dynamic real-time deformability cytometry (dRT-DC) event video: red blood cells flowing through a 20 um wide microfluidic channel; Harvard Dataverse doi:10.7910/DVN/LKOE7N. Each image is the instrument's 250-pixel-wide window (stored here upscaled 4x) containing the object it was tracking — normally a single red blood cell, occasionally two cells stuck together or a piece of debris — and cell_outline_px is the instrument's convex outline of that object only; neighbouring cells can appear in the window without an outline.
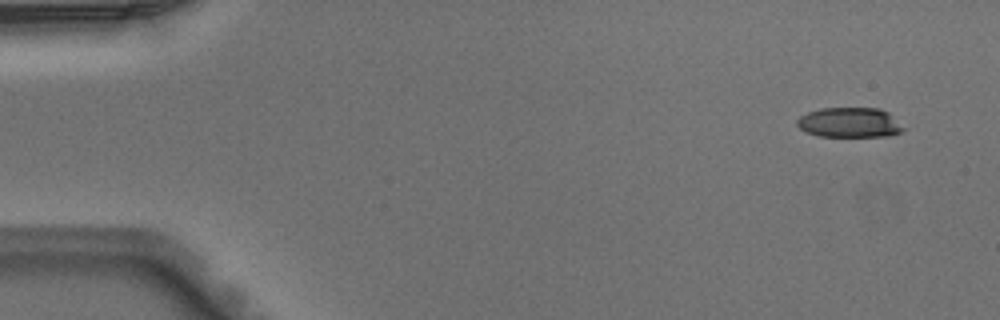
{"species": "Egyptian fruit bat (a non-hibernating species)", "species_latin": "Rousettus aegyptiacus", "temperature_condition": "warm", "stored_images_in_passage": 4, "camera_frame_rate_fps": 3000, "um_per_image_px": 0.085, "animal": {"sex": "male"}, "frame": {"image": 1, "passage_image": 1, "time_ms": 0.0, "image_size_px": [1000, 320], "cell_outline_px": [[908, 128], [904, 132], [892, 136], [820, 136], [808, 132], [800, 128], [796, 124], [796, 120], [800, 116], [808, 112], [820, 108], [880, 108], [888, 112]], "centroid_in_image_um": [72.3, 10.41], "position_along_channel_um": 12.7, "area_um2": 18.84}}
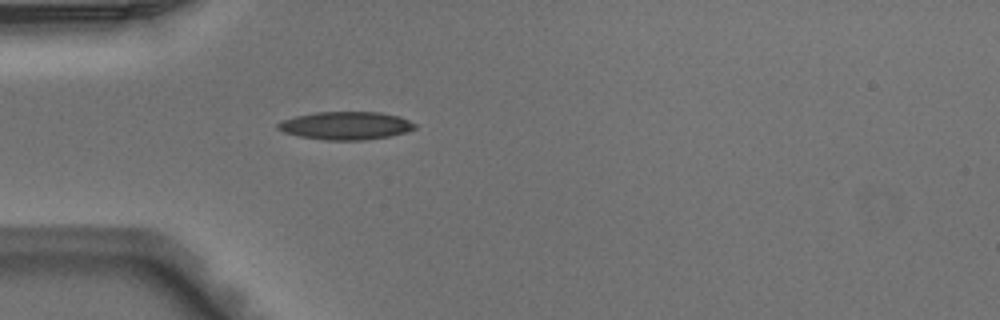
{"frame": {"image": 2, "passage_image": 4, "time_ms": 1.0, "image_size_px": [1000, 320], "cell_outline_px": [[416, 128], [404, 132], [388, 136], [364, 140], [324, 140], [300, 136], [284, 132], [276, 128], [276, 124], [284, 120], [296, 116], [316, 112], [380, 112], [400, 116], [416, 124]], "centroid_in_image_um": [29.39, 10.67], "position_along_channel_um": 55.6, "area_um2": 22.2}}